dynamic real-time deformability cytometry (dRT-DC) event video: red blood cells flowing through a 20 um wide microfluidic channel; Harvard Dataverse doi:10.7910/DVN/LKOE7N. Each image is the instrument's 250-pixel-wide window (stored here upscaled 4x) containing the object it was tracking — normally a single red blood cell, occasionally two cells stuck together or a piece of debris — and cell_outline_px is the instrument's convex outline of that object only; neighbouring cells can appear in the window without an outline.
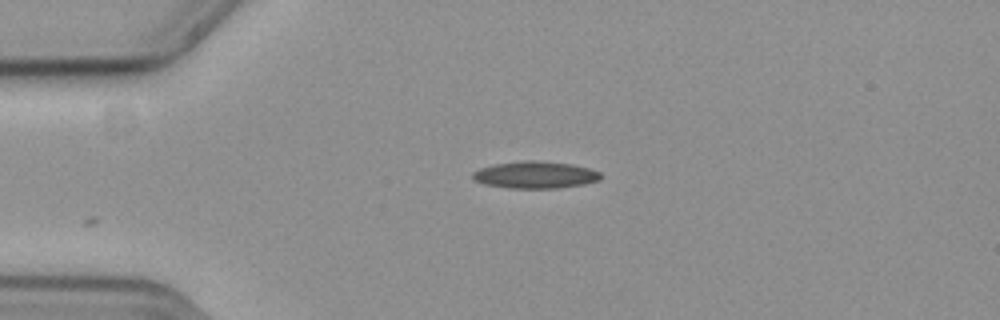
{"species": "common noctule bat (a hibernating species)", "species_latin": "Nyctalus noctula", "temperature_condition": "cold", "stored_images_in_passage": 27, "camera_frame_rate_fps": 3000, "um_per_image_px": 0.085, "animal": {"sex": "female", "body_mass_g": 19.3, "forearm_length_mm": 54.1}, "frame": {"image": 1, "passage_image": 1, "time_ms": 0.0, "image_size_px": [1000, 320], "cell_outline_px": [[600, 180], [584, 184], [556, 188], [508, 188], [484, 184], [476, 180], [472, 176], [472, 172], [480, 168], [496, 164], [520, 160], [536, 160], [572, 164], [588, 168], [600, 172]], "centroid_in_image_um": [45.49, 14.86], "position_along_channel_um": 39.5, "area_um2": 20.11}}
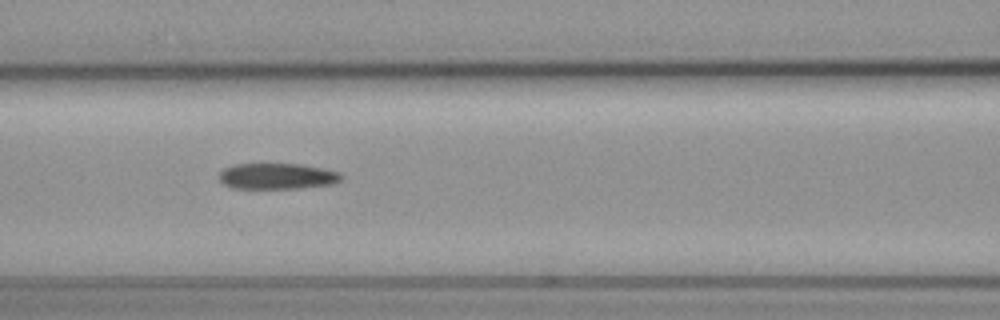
{"frame": {"image": 2, "passage_image": 12, "time_ms": 3.667, "image_size_px": [1000, 320], "cell_outline_px": [[340, 180], [332, 184], [296, 188], [232, 188], [224, 184], [220, 180], [220, 172], [224, 168], [232, 164], [300, 164], [340, 172]], "centroid_in_image_um": [23.51, 14.97], "position_along_channel_um": 143.1, "area_um2": 18.21}}
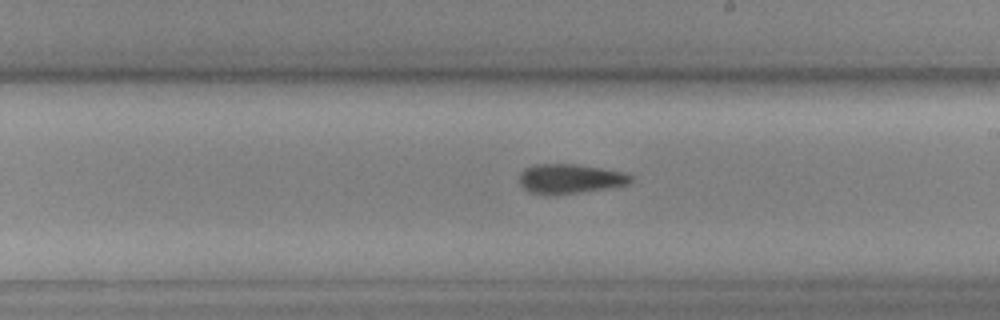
{"frame": {"image": 3, "passage_image": 20, "time_ms": 6.333, "image_size_px": [1000, 320], "cell_outline_px": [[632, 180], [628, 184], [608, 188], [580, 192], [528, 192], [520, 184], [520, 172], [524, 168], [532, 164], [576, 164], [624, 172], [632, 176]], "centroid_in_image_um": [48.46, 15.15], "position_along_channel_um": 240.5, "area_um2": 18.61}}